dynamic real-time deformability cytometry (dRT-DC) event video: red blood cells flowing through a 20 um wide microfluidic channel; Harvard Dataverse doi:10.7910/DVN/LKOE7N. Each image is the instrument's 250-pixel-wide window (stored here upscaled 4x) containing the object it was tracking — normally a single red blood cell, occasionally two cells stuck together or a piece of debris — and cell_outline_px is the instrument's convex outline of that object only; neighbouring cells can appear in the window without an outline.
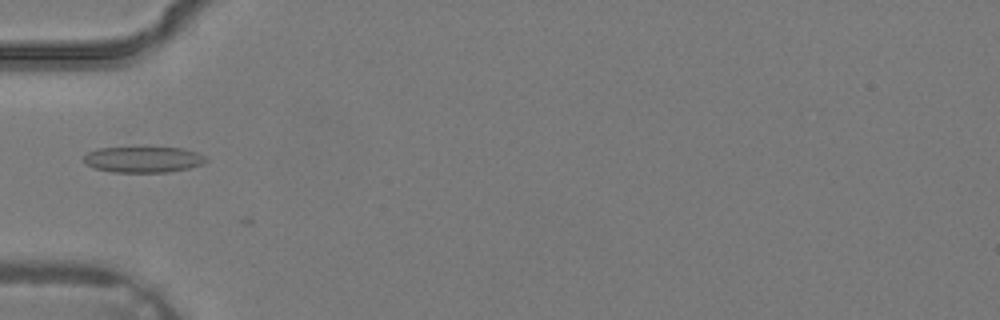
{"species": "common noctule bat (a hibernating species)", "species_latin": "Nyctalus noctula", "temperature_condition": "warm", "stored_images_in_passage": 2, "camera_frame_rate_fps": 3000, "um_per_image_px": 0.085, "animal": {"sex": "male", "body_mass_g": 19.2, "forearm_length_mm": 51.8}, "frame": {"image": 1, "passage_image": 2, "time_ms": 0.333, "image_size_px": [1000, 320], "cell_outline_px": [[208, 160], [204, 164], [188, 168], [168, 172], [112, 172], [92, 168], [84, 164], [84, 156], [88, 152], [96, 148], [184, 148], [196, 152], [204, 156]], "centroid_in_image_um": [12.15, 13.56], "position_along_channel_um": 72.8, "area_um2": 18.5}}